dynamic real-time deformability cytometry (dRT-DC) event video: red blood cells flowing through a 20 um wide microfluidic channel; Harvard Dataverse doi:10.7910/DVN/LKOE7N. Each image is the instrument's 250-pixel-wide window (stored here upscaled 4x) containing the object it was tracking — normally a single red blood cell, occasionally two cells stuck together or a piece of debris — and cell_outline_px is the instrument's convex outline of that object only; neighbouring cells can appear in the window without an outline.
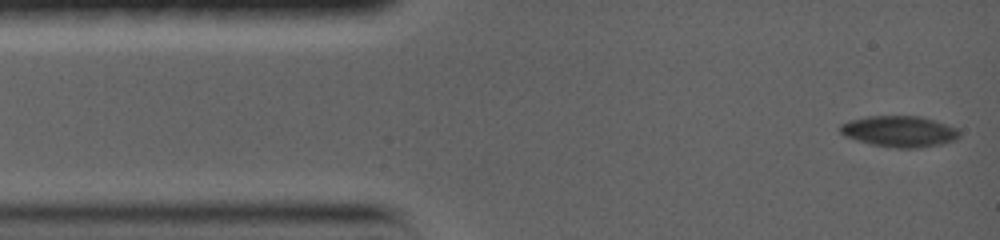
{"species": "common noctule bat (a hibernating species)", "species_latin": "Nyctalus noctula", "temperature_condition": "warm", "stored_images_in_passage": 10, "camera_frame_rate_fps": 5000, "um_per_image_px": 0.085, "animal": {"sex": "female", "body_mass_g": 19.0, "forearm_length_mm": 56.7}, "frame": {"image": 1, "passage_image": 1, "time_ms": 0.0, "image_size_px": [1000, 240], "cell_outline_px": [[960, 136], [956, 140], [944, 144], [920, 148], [896, 148], [872, 144], [856, 140], [844, 136], [840, 132], [840, 124], [848, 120], [868, 116], [920, 116], [956, 128], [960, 132]], "centroid_in_image_um": [76.44, 11.18], "position_along_channel_um": 8.6, "area_um2": 21.68}}
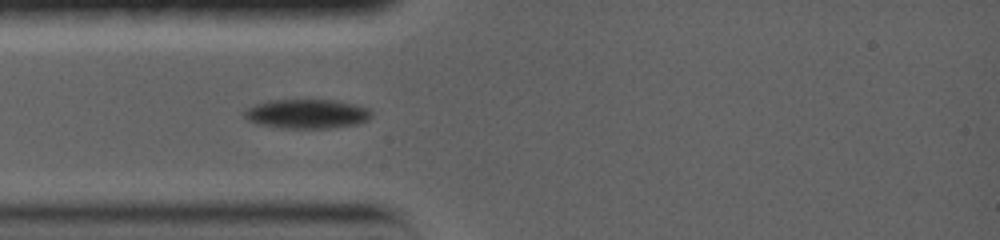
{"frame": {"image": 2, "passage_image": 7, "time_ms": 3.6, "image_size_px": [1000, 240], "cell_outline_px": [[372, 116], [368, 120], [356, 124], [328, 128], [284, 128], [260, 124], [248, 120], [244, 116], [244, 112], [248, 108], [256, 104], [268, 100], [336, 100], [368, 108], [372, 112]], "centroid_in_image_um": [26.1, 9.67], "position_along_channel_um": 58.9, "area_um2": 21.5}}
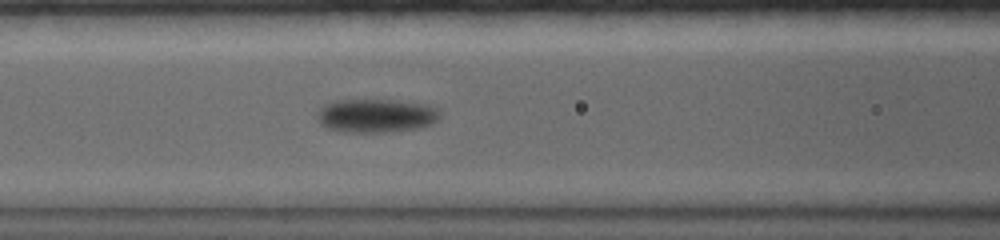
{"frame": {"image": 3, "passage_image": 10, "time_ms": 5.8, "image_size_px": [1000, 240], "cell_outline_px": [[440, 116], [432, 124], [416, 128], [380, 132], [348, 132], [328, 128], [320, 120], [320, 108], [324, 104], [332, 100], [400, 100], [428, 104], [436, 108], [440, 112]], "centroid_in_image_um": [32.02, 9.8], "position_along_channel_um": 134.6, "area_um2": 23.76}}